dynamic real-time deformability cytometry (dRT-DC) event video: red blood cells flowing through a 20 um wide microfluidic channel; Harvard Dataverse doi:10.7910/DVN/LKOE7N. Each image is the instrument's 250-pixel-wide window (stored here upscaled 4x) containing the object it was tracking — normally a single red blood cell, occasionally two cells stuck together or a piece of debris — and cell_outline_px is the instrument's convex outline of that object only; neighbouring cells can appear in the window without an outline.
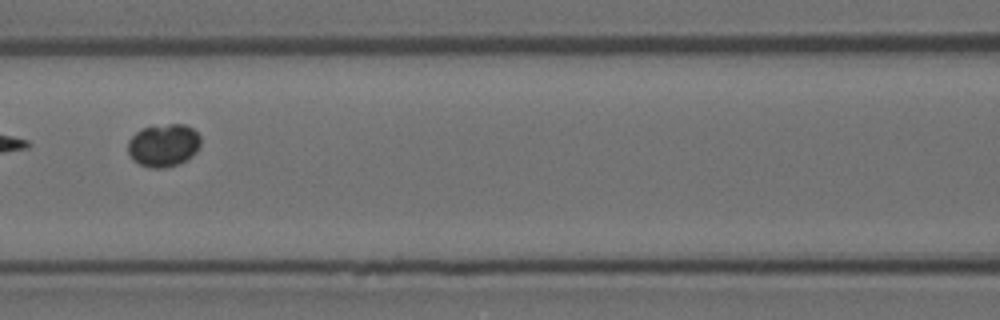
{"species": "Egyptian fruit bat (a non-hibernating species)", "species_latin": "Rousettus aegyptiacus", "temperature_condition": "room temperature", "stored_images_in_passage": 4, "camera_frame_rate_fps": 3000, "um_per_image_px": 0.085, "animal": {"sex": "female"}, "frame": {"image": 1, "passage_image": 4, "time_ms": 1.0, "image_size_px": [1000, 320], "cell_outline_px": [[200, 144], [196, 152], [192, 156], [176, 164], [164, 168], [152, 168], [140, 164], [132, 160], [128, 152], [128, 140], [140, 128], [168, 124], [184, 124], [192, 128], [200, 136]], "centroid_in_image_um": [13.88, 12.34], "position_along_channel_um": 152.7, "area_um2": 18.09}}